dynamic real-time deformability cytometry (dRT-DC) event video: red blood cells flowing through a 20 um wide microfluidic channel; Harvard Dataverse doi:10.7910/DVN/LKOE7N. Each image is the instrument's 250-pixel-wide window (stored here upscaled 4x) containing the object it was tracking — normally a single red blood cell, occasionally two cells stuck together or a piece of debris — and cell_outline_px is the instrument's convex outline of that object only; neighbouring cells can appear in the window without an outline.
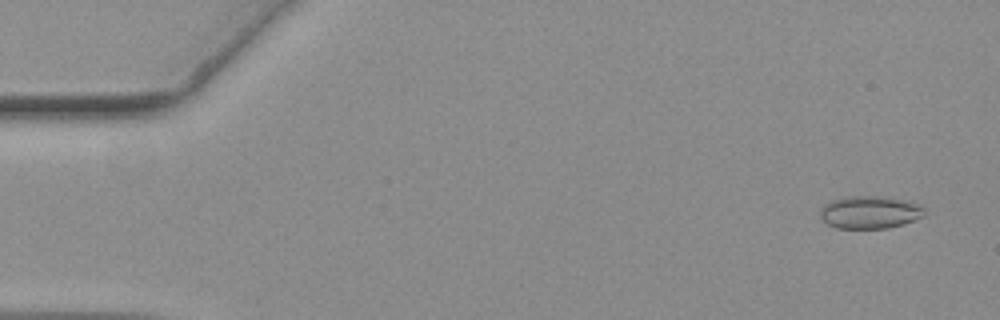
{"species": "common noctule bat (a hibernating species)", "species_latin": "Nyctalus noctula", "temperature_condition": "warm", "stored_images_in_passage": 56, "camera_frame_rate_fps": 3000, "um_per_image_px": 0.085, "animal": {"sex": "female", "body_mass_g": 19.3, "forearm_length_mm": 54.1}, "frame": {"image": 1, "passage_image": 3, "time_ms": 0.667, "image_size_px": [1000, 320], "cell_outline_px": [[924, 216], [904, 224], [888, 228], [836, 228], [820, 220], [820, 208], [824, 204], [832, 200], [848, 196], [884, 196], [904, 200], [920, 204], [924, 208]], "centroid_in_image_um": [73.92, 18.04], "position_along_channel_um": 11.1, "area_um2": 20.06}}
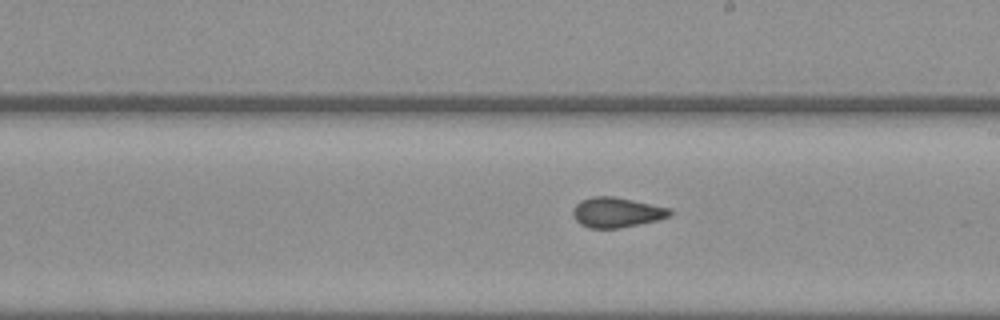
{"frame": {"image": 2, "passage_image": 32, "time_ms": 10.333, "image_size_px": [1000, 320], "cell_outline_px": [[672, 216], [656, 220], [620, 228], [588, 228], [580, 224], [576, 220], [572, 212], [572, 208], [580, 200], [592, 196], [612, 196], [672, 208]], "centroid_in_image_um": [52.41, 18.05], "position_along_channel_um": 236.6, "area_um2": 17.05}}
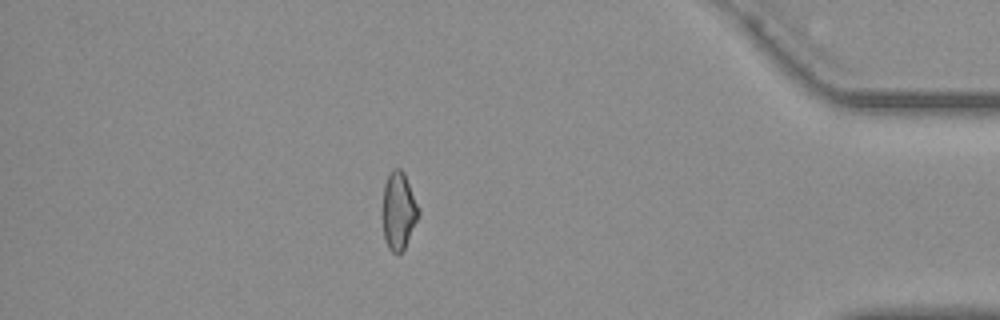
{"frame": {"image": 3, "passage_image": 49, "time_ms": 16.0, "image_size_px": [1000, 320], "cell_outline_px": [[420, 212], [404, 248], [400, 252], [392, 252], [388, 248], [384, 240], [380, 216], [384, 184], [392, 168], [400, 168], [404, 172], [420, 208]], "centroid_in_image_um": [33.83, 17.89], "position_along_channel_um": 401.4, "area_um2": 16.7}, "authors_computed_cell_mechanics": {"area_um2": 17.2533, "velocity_mm_per_s": 3.6679, "shape_relaxation_time_tau1_ms": null, "shape_relaxation_time_tau2_ms": 1.3443, "deformation_change_tau1": null, "deformation_change_tau2": 0.0693}}